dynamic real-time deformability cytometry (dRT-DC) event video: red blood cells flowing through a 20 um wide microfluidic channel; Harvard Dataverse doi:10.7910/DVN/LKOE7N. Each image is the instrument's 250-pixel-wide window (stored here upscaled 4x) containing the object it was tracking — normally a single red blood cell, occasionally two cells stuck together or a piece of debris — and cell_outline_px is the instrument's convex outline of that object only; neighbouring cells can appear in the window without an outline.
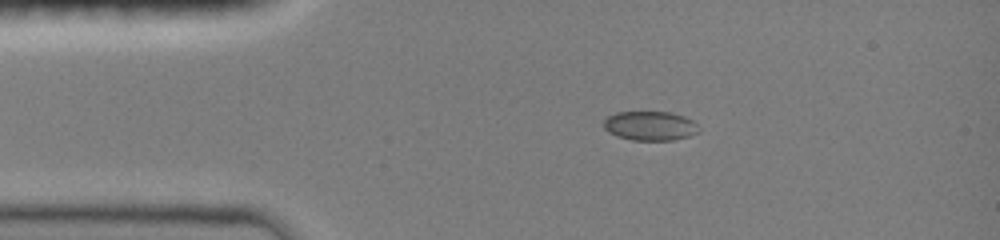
{"species": "common noctule bat (a hibernating species)", "species_latin": "Nyctalus noctula", "temperature_condition": "room temperature", "stored_images_in_passage": 40, "camera_frame_rate_fps": 3000, "um_per_image_px": 0.085, "animal": {"sex": "female", "body_mass_g": 19.0, "forearm_length_mm": 51.5}, "frame": {"image": 1, "passage_image": 1, "time_ms": 0.0, "image_size_px": [1000, 240], "cell_outline_px": [[700, 132], [688, 136], [672, 140], [632, 140], [616, 136], [608, 132], [604, 128], [604, 120], [608, 116], [616, 112], [672, 112], [684, 116], [692, 120], [700, 128]], "centroid_in_image_um": [55.26, 10.69], "position_along_channel_um": 29.7, "area_um2": 16.3}}
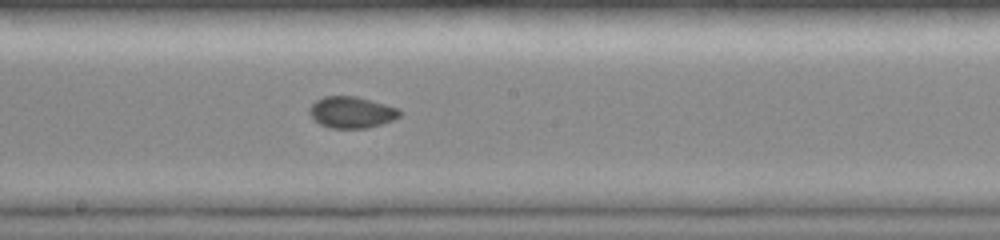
{"frame": {"image": 2, "passage_image": 18, "time_ms": 5.667, "image_size_px": [1000, 240], "cell_outline_px": [[404, 112], [400, 116], [392, 120], [368, 128], [332, 128], [320, 124], [308, 112], [308, 108], [316, 100], [324, 96], [356, 96], [400, 108]], "centroid_in_image_um": [29.91, 9.53], "position_along_channel_um": 218.3, "area_um2": 16.59}}
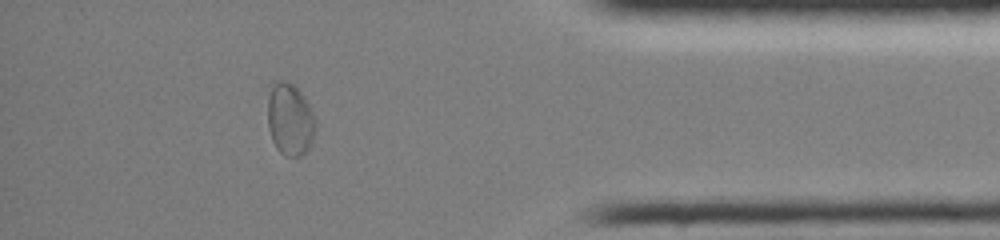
{"frame": {"image": 3, "passage_image": 34, "time_ms": 11.0, "image_size_px": [1000, 240], "cell_outline_px": [[316, 128], [312, 144], [300, 156], [284, 156], [276, 148], [272, 140], [268, 128], [268, 100], [272, 84], [280, 80], [288, 80], [304, 96], [316, 120]], "centroid_in_image_um": [24.65, 10.16], "position_along_channel_um": 410.5, "area_um2": 20.23}, "authors_computed_cell_mechanics": {"area_um2": 16.6464, "velocity_mm_per_s": 4.0135, "shape_relaxation_time_tau1_ms": null, "shape_relaxation_time_tau2_ms": 1.6225, "deformation_change_tau1": null, "deformation_change_tau2": 0.0424}}